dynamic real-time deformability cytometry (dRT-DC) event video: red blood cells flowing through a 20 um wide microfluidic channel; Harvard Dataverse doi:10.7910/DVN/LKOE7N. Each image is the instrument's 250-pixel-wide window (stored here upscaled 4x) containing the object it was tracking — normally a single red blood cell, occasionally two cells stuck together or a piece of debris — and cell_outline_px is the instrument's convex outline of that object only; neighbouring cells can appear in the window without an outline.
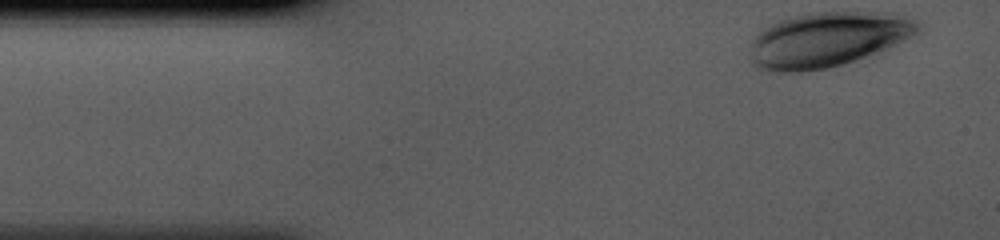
{"species": "human", "species_latin": "Homo sapiens", "temperature_condition": "cold", "stored_images_in_passage": 34, "camera_frame_rate_fps": 3000, "um_per_image_px": 0.085, "donor": {"sex": "male"}, "frame": {"image": 1, "passage_image": 1, "time_ms": 0.0, "image_size_px": [1000, 240], "cell_outline_px": [[920, 32], [896, 44], [856, 60], [828, 68], [804, 72], [768, 72], [756, 68], [752, 60], [752, 36], [764, 28], [780, 20], [812, 12], [896, 12], [916, 20], [920, 24]], "centroid_in_image_um": [70.35, 3.36], "position_along_channel_um": 14.6, "area_um2": 53.87}}
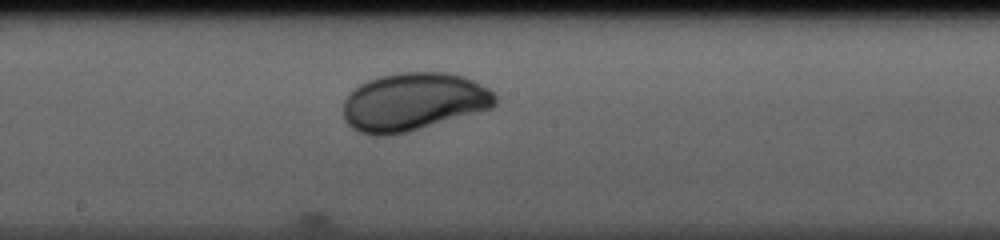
{"frame": {"image": 2, "passage_image": 20, "time_ms": 6.333, "image_size_px": [1000, 240], "cell_outline_px": [[496, 104], [492, 108], [408, 132], [388, 136], [372, 136], [360, 132], [352, 128], [344, 120], [344, 100], [352, 88], [356, 84], [380, 76], [400, 72], [444, 72], [464, 76], [488, 88], [496, 96]], "centroid_in_image_um": [35.1, 8.66], "position_along_channel_um": 213.1, "area_um2": 51.67}}
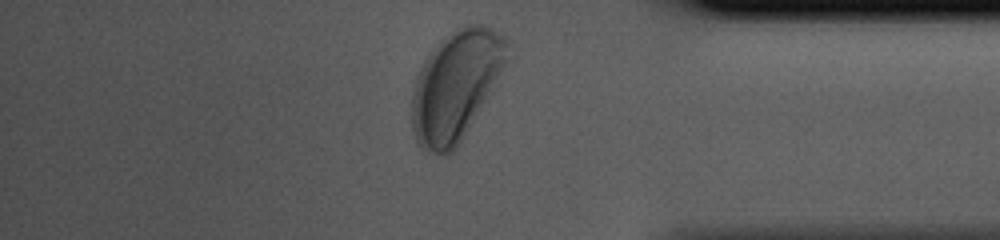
{"frame": {"image": 3, "passage_image": 34, "time_ms": 11.0, "image_size_px": [1000, 240], "cell_outline_px": [[512, 60], [456, 148], [452, 152], [424, 152], [416, 144], [412, 128], [412, 92], [420, 68], [424, 60], [440, 40], [464, 24], [484, 24], [492, 28], [504, 36], [508, 40]], "centroid_in_image_um": [38.81, 7.23], "position_along_channel_um": 396.4, "area_um2": 61.56}}